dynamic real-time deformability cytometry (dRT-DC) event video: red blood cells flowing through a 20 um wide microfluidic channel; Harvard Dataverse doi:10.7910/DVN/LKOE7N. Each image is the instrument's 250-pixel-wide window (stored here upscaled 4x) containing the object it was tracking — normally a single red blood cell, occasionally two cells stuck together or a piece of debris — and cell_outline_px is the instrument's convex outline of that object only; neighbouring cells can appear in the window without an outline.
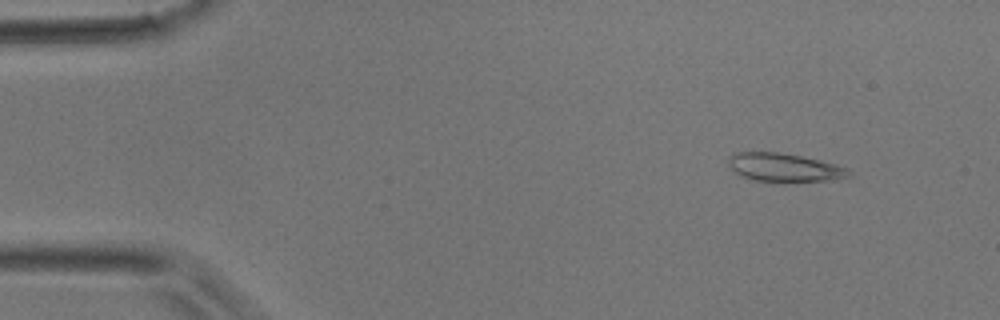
{"species": "common noctule bat (a hibernating species)", "species_latin": "Nyctalus noctula", "temperature_condition": "room temperature", "stored_images_in_passage": 5, "camera_frame_rate_fps": 3000, "um_per_image_px": 0.085, "animal": {"sex": "male", "body_mass_g": 17.9}, "frame": {"image": 1, "passage_image": 2, "time_ms": 0.333, "image_size_px": [1000, 320], "cell_outline_px": [[852, 176], [828, 180], [752, 180], [740, 176], [728, 164], [728, 156], [736, 152], [776, 152], [800, 156], [820, 160], [836, 164], [848, 168], [852, 172]], "centroid_in_image_um": [66.66, 14.21], "position_along_channel_um": 18.3, "area_um2": 19.48}}